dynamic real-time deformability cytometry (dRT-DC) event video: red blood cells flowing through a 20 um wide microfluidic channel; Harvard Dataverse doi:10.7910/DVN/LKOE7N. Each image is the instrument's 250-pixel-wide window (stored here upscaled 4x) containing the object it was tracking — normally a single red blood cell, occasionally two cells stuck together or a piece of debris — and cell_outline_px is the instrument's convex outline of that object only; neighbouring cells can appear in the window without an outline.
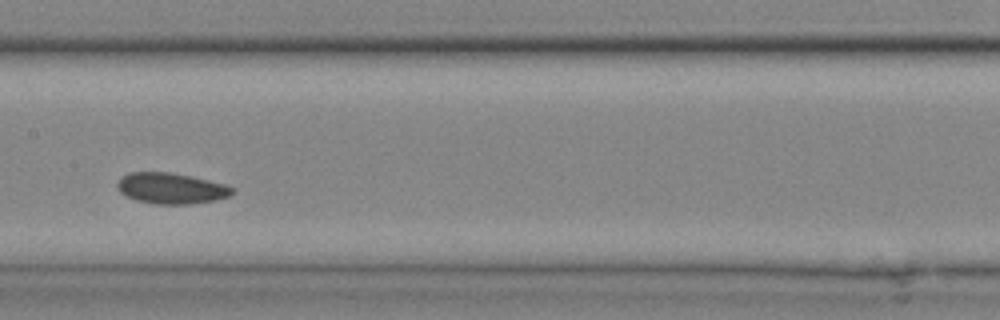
{"species": "common noctule bat (a hibernating species)", "species_latin": "Nyctalus noctula", "temperature_condition": "cold", "stored_images_in_passage": 24, "camera_frame_rate_fps": 3000, "um_per_image_px": 0.085, "animal": {"sex": "male", "body_mass_g": 20.4}, "frame": {"image": 1, "passage_image": 11, "time_ms": 3.333, "image_size_px": [1000, 320], "cell_outline_px": [[236, 192], [228, 196], [216, 200], [188, 204], [156, 204], [136, 200], [120, 192], [116, 184], [128, 172], [168, 172], [192, 176], [224, 184], [236, 188]], "centroid_in_image_um": [14.59, 16.01], "position_along_channel_um": 192.8, "area_um2": 20.63}}